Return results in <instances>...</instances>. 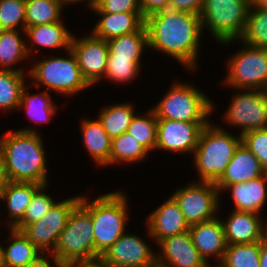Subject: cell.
<instances>
[{
    "mask_svg": "<svg viewBox=\"0 0 267 267\" xmlns=\"http://www.w3.org/2000/svg\"><path fill=\"white\" fill-rule=\"evenodd\" d=\"M148 48L178 60L187 69H195L202 25L200 15L166 9L145 18Z\"/></svg>",
    "mask_w": 267,
    "mask_h": 267,
    "instance_id": "cell-1",
    "label": "cell"
},
{
    "mask_svg": "<svg viewBox=\"0 0 267 267\" xmlns=\"http://www.w3.org/2000/svg\"><path fill=\"white\" fill-rule=\"evenodd\" d=\"M40 132L33 128L8 131L0 138L7 178L12 182L48 184L47 160Z\"/></svg>",
    "mask_w": 267,
    "mask_h": 267,
    "instance_id": "cell-2",
    "label": "cell"
},
{
    "mask_svg": "<svg viewBox=\"0 0 267 267\" xmlns=\"http://www.w3.org/2000/svg\"><path fill=\"white\" fill-rule=\"evenodd\" d=\"M127 197L116 191L99 195L92 202L81 196L80 204L91 214L95 242V257L102 254L126 232Z\"/></svg>",
    "mask_w": 267,
    "mask_h": 267,
    "instance_id": "cell-3",
    "label": "cell"
},
{
    "mask_svg": "<svg viewBox=\"0 0 267 267\" xmlns=\"http://www.w3.org/2000/svg\"><path fill=\"white\" fill-rule=\"evenodd\" d=\"M241 142V136H234L212 123L206 125L193 152L200 181L216 183L224 174Z\"/></svg>",
    "mask_w": 267,
    "mask_h": 267,
    "instance_id": "cell-4",
    "label": "cell"
},
{
    "mask_svg": "<svg viewBox=\"0 0 267 267\" xmlns=\"http://www.w3.org/2000/svg\"><path fill=\"white\" fill-rule=\"evenodd\" d=\"M56 266L69 267L72 263L95 258V242L91 214L79 203L58 237L55 249L49 253Z\"/></svg>",
    "mask_w": 267,
    "mask_h": 267,
    "instance_id": "cell-5",
    "label": "cell"
},
{
    "mask_svg": "<svg viewBox=\"0 0 267 267\" xmlns=\"http://www.w3.org/2000/svg\"><path fill=\"white\" fill-rule=\"evenodd\" d=\"M152 109L157 119L209 122L207 117L213 111L214 105L209 97L192 84L175 82Z\"/></svg>",
    "mask_w": 267,
    "mask_h": 267,
    "instance_id": "cell-6",
    "label": "cell"
},
{
    "mask_svg": "<svg viewBox=\"0 0 267 267\" xmlns=\"http://www.w3.org/2000/svg\"><path fill=\"white\" fill-rule=\"evenodd\" d=\"M250 5L249 0H205L200 13L202 29L206 25L220 44L238 41L245 28Z\"/></svg>",
    "mask_w": 267,
    "mask_h": 267,
    "instance_id": "cell-7",
    "label": "cell"
},
{
    "mask_svg": "<svg viewBox=\"0 0 267 267\" xmlns=\"http://www.w3.org/2000/svg\"><path fill=\"white\" fill-rule=\"evenodd\" d=\"M67 54L68 58L49 57L33 65L29 75L34 83L36 81V87L43 84L46 91L72 96L90 86L81 74L74 53L68 50Z\"/></svg>",
    "mask_w": 267,
    "mask_h": 267,
    "instance_id": "cell-8",
    "label": "cell"
},
{
    "mask_svg": "<svg viewBox=\"0 0 267 267\" xmlns=\"http://www.w3.org/2000/svg\"><path fill=\"white\" fill-rule=\"evenodd\" d=\"M243 45V49L228 60L225 84L241 91L243 89L267 91V48Z\"/></svg>",
    "mask_w": 267,
    "mask_h": 267,
    "instance_id": "cell-9",
    "label": "cell"
},
{
    "mask_svg": "<svg viewBox=\"0 0 267 267\" xmlns=\"http://www.w3.org/2000/svg\"><path fill=\"white\" fill-rule=\"evenodd\" d=\"M81 196L56 202L38 221L26 225L21 231L42 253L53 252L59 235L64 230L73 209L80 203Z\"/></svg>",
    "mask_w": 267,
    "mask_h": 267,
    "instance_id": "cell-10",
    "label": "cell"
},
{
    "mask_svg": "<svg viewBox=\"0 0 267 267\" xmlns=\"http://www.w3.org/2000/svg\"><path fill=\"white\" fill-rule=\"evenodd\" d=\"M219 189L215 183L201 181L177 188L171 196L178 203L189 226L206 222L216 217L219 207Z\"/></svg>",
    "mask_w": 267,
    "mask_h": 267,
    "instance_id": "cell-11",
    "label": "cell"
},
{
    "mask_svg": "<svg viewBox=\"0 0 267 267\" xmlns=\"http://www.w3.org/2000/svg\"><path fill=\"white\" fill-rule=\"evenodd\" d=\"M226 123L242 127L241 135L251 130L267 129V91L244 89L232 97L224 114Z\"/></svg>",
    "mask_w": 267,
    "mask_h": 267,
    "instance_id": "cell-12",
    "label": "cell"
},
{
    "mask_svg": "<svg viewBox=\"0 0 267 267\" xmlns=\"http://www.w3.org/2000/svg\"><path fill=\"white\" fill-rule=\"evenodd\" d=\"M70 50L76 56L81 74L90 86L105 75L109 56L106 40L92 34L80 39L73 36Z\"/></svg>",
    "mask_w": 267,
    "mask_h": 267,
    "instance_id": "cell-13",
    "label": "cell"
},
{
    "mask_svg": "<svg viewBox=\"0 0 267 267\" xmlns=\"http://www.w3.org/2000/svg\"><path fill=\"white\" fill-rule=\"evenodd\" d=\"M209 123L157 119L156 150L183 154L194 152L203 128Z\"/></svg>",
    "mask_w": 267,
    "mask_h": 267,
    "instance_id": "cell-14",
    "label": "cell"
},
{
    "mask_svg": "<svg viewBox=\"0 0 267 267\" xmlns=\"http://www.w3.org/2000/svg\"><path fill=\"white\" fill-rule=\"evenodd\" d=\"M101 257L113 267H157V255L144 239L125 232Z\"/></svg>",
    "mask_w": 267,
    "mask_h": 267,
    "instance_id": "cell-15",
    "label": "cell"
},
{
    "mask_svg": "<svg viewBox=\"0 0 267 267\" xmlns=\"http://www.w3.org/2000/svg\"><path fill=\"white\" fill-rule=\"evenodd\" d=\"M157 267H209L193 245L189 231L162 239Z\"/></svg>",
    "mask_w": 267,
    "mask_h": 267,
    "instance_id": "cell-16",
    "label": "cell"
},
{
    "mask_svg": "<svg viewBox=\"0 0 267 267\" xmlns=\"http://www.w3.org/2000/svg\"><path fill=\"white\" fill-rule=\"evenodd\" d=\"M148 235L159 243L162 239L189 231L178 203L171 196L147 217Z\"/></svg>",
    "mask_w": 267,
    "mask_h": 267,
    "instance_id": "cell-17",
    "label": "cell"
},
{
    "mask_svg": "<svg viewBox=\"0 0 267 267\" xmlns=\"http://www.w3.org/2000/svg\"><path fill=\"white\" fill-rule=\"evenodd\" d=\"M189 233L193 245L207 264H209L208 258L212 256H216L221 263L228 246L222 220L216 217L191 225Z\"/></svg>",
    "mask_w": 267,
    "mask_h": 267,
    "instance_id": "cell-18",
    "label": "cell"
},
{
    "mask_svg": "<svg viewBox=\"0 0 267 267\" xmlns=\"http://www.w3.org/2000/svg\"><path fill=\"white\" fill-rule=\"evenodd\" d=\"M259 215L233 210L227 221L222 220L227 244H251L261 241L266 236V229Z\"/></svg>",
    "mask_w": 267,
    "mask_h": 267,
    "instance_id": "cell-19",
    "label": "cell"
},
{
    "mask_svg": "<svg viewBox=\"0 0 267 267\" xmlns=\"http://www.w3.org/2000/svg\"><path fill=\"white\" fill-rule=\"evenodd\" d=\"M265 173L266 172L262 169L259 160L241 142L237 147L232 160L226 167L224 174L215 183V186L221 192L223 191V188L228 185L257 179Z\"/></svg>",
    "mask_w": 267,
    "mask_h": 267,
    "instance_id": "cell-20",
    "label": "cell"
},
{
    "mask_svg": "<svg viewBox=\"0 0 267 267\" xmlns=\"http://www.w3.org/2000/svg\"><path fill=\"white\" fill-rule=\"evenodd\" d=\"M102 18L93 27L92 35L109 40L138 31L144 24L142 12H96Z\"/></svg>",
    "mask_w": 267,
    "mask_h": 267,
    "instance_id": "cell-21",
    "label": "cell"
},
{
    "mask_svg": "<svg viewBox=\"0 0 267 267\" xmlns=\"http://www.w3.org/2000/svg\"><path fill=\"white\" fill-rule=\"evenodd\" d=\"M267 173L263 176L246 181L228 185L223 190H230L232 193L235 210L258 213L262 210L267 198Z\"/></svg>",
    "mask_w": 267,
    "mask_h": 267,
    "instance_id": "cell-22",
    "label": "cell"
},
{
    "mask_svg": "<svg viewBox=\"0 0 267 267\" xmlns=\"http://www.w3.org/2000/svg\"><path fill=\"white\" fill-rule=\"evenodd\" d=\"M35 182H12L9 181L0 194V200L7 202L10 228H14L24 217L35 192L41 187Z\"/></svg>",
    "mask_w": 267,
    "mask_h": 267,
    "instance_id": "cell-23",
    "label": "cell"
},
{
    "mask_svg": "<svg viewBox=\"0 0 267 267\" xmlns=\"http://www.w3.org/2000/svg\"><path fill=\"white\" fill-rule=\"evenodd\" d=\"M84 146L90 156L100 166L110 165L112 138L98 120L84 119L81 122Z\"/></svg>",
    "mask_w": 267,
    "mask_h": 267,
    "instance_id": "cell-24",
    "label": "cell"
},
{
    "mask_svg": "<svg viewBox=\"0 0 267 267\" xmlns=\"http://www.w3.org/2000/svg\"><path fill=\"white\" fill-rule=\"evenodd\" d=\"M24 35L38 47L63 48L66 51L70 50L73 37L61 21L26 27Z\"/></svg>",
    "mask_w": 267,
    "mask_h": 267,
    "instance_id": "cell-25",
    "label": "cell"
},
{
    "mask_svg": "<svg viewBox=\"0 0 267 267\" xmlns=\"http://www.w3.org/2000/svg\"><path fill=\"white\" fill-rule=\"evenodd\" d=\"M18 30H0V69L14 70L21 73L22 68H12L13 65L27 58L33 48L20 36Z\"/></svg>",
    "mask_w": 267,
    "mask_h": 267,
    "instance_id": "cell-26",
    "label": "cell"
},
{
    "mask_svg": "<svg viewBox=\"0 0 267 267\" xmlns=\"http://www.w3.org/2000/svg\"><path fill=\"white\" fill-rule=\"evenodd\" d=\"M10 229L11 244L3 248L5 267H27L42 252H40L22 233V231Z\"/></svg>",
    "mask_w": 267,
    "mask_h": 267,
    "instance_id": "cell-27",
    "label": "cell"
},
{
    "mask_svg": "<svg viewBox=\"0 0 267 267\" xmlns=\"http://www.w3.org/2000/svg\"><path fill=\"white\" fill-rule=\"evenodd\" d=\"M109 56L115 59H141L148 48V34L145 24L136 32L107 40Z\"/></svg>",
    "mask_w": 267,
    "mask_h": 267,
    "instance_id": "cell-28",
    "label": "cell"
},
{
    "mask_svg": "<svg viewBox=\"0 0 267 267\" xmlns=\"http://www.w3.org/2000/svg\"><path fill=\"white\" fill-rule=\"evenodd\" d=\"M134 116L133 105L130 103H121L103 107L97 117L104 130L113 139L127 132Z\"/></svg>",
    "mask_w": 267,
    "mask_h": 267,
    "instance_id": "cell-29",
    "label": "cell"
},
{
    "mask_svg": "<svg viewBox=\"0 0 267 267\" xmlns=\"http://www.w3.org/2000/svg\"><path fill=\"white\" fill-rule=\"evenodd\" d=\"M63 0H25V28L61 21Z\"/></svg>",
    "mask_w": 267,
    "mask_h": 267,
    "instance_id": "cell-30",
    "label": "cell"
},
{
    "mask_svg": "<svg viewBox=\"0 0 267 267\" xmlns=\"http://www.w3.org/2000/svg\"><path fill=\"white\" fill-rule=\"evenodd\" d=\"M24 74L0 69V109L8 111L19 107L21 93L26 85Z\"/></svg>",
    "mask_w": 267,
    "mask_h": 267,
    "instance_id": "cell-31",
    "label": "cell"
},
{
    "mask_svg": "<svg viewBox=\"0 0 267 267\" xmlns=\"http://www.w3.org/2000/svg\"><path fill=\"white\" fill-rule=\"evenodd\" d=\"M252 47L267 48V11L249 7L247 22L239 41Z\"/></svg>",
    "mask_w": 267,
    "mask_h": 267,
    "instance_id": "cell-32",
    "label": "cell"
},
{
    "mask_svg": "<svg viewBox=\"0 0 267 267\" xmlns=\"http://www.w3.org/2000/svg\"><path fill=\"white\" fill-rule=\"evenodd\" d=\"M26 86H24L19 108H25L28 112L29 118L34 122L42 123L49 122L51 117L56 114V105L53 104L51 96L48 91L44 90L39 94H29L27 92ZM30 95V96H29ZM55 105V106H54Z\"/></svg>",
    "mask_w": 267,
    "mask_h": 267,
    "instance_id": "cell-33",
    "label": "cell"
},
{
    "mask_svg": "<svg viewBox=\"0 0 267 267\" xmlns=\"http://www.w3.org/2000/svg\"><path fill=\"white\" fill-rule=\"evenodd\" d=\"M149 151L127 132L112 139L110 164L138 162L147 157Z\"/></svg>",
    "mask_w": 267,
    "mask_h": 267,
    "instance_id": "cell-34",
    "label": "cell"
},
{
    "mask_svg": "<svg viewBox=\"0 0 267 267\" xmlns=\"http://www.w3.org/2000/svg\"><path fill=\"white\" fill-rule=\"evenodd\" d=\"M220 267H261L260 241L228 245Z\"/></svg>",
    "mask_w": 267,
    "mask_h": 267,
    "instance_id": "cell-35",
    "label": "cell"
},
{
    "mask_svg": "<svg viewBox=\"0 0 267 267\" xmlns=\"http://www.w3.org/2000/svg\"><path fill=\"white\" fill-rule=\"evenodd\" d=\"M127 133L135 138L149 152L156 149L157 117L154 110H148L145 116L135 114Z\"/></svg>",
    "mask_w": 267,
    "mask_h": 267,
    "instance_id": "cell-36",
    "label": "cell"
},
{
    "mask_svg": "<svg viewBox=\"0 0 267 267\" xmlns=\"http://www.w3.org/2000/svg\"><path fill=\"white\" fill-rule=\"evenodd\" d=\"M48 185H42L32 197L22 220L14 227L15 230L21 231L26 225L40 220L56 203L51 196L46 194L45 188ZM43 191L45 193H43Z\"/></svg>",
    "mask_w": 267,
    "mask_h": 267,
    "instance_id": "cell-37",
    "label": "cell"
},
{
    "mask_svg": "<svg viewBox=\"0 0 267 267\" xmlns=\"http://www.w3.org/2000/svg\"><path fill=\"white\" fill-rule=\"evenodd\" d=\"M25 0H0V30H18L25 33Z\"/></svg>",
    "mask_w": 267,
    "mask_h": 267,
    "instance_id": "cell-38",
    "label": "cell"
},
{
    "mask_svg": "<svg viewBox=\"0 0 267 267\" xmlns=\"http://www.w3.org/2000/svg\"><path fill=\"white\" fill-rule=\"evenodd\" d=\"M140 61L141 59H115V57H108L104 77L119 83L132 81L139 74Z\"/></svg>",
    "mask_w": 267,
    "mask_h": 267,
    "instance_id": "cell-39",
    "label": "cell"
},
{
    "mask_svg": "<svg viewBox=\"0 0 267 267\" xmlns=\"http://www.w3.org/2000/svg\"><path fill=\"white\" fill-rule=\"evenodd\" d=\"M241 137L242 143L259 160L262 169L267 173V129L251 130Z\"/></svg>",
    "mask_w": 267,
    "mask_h": 267,
    "instance_id": "cell-40",
    "label": "cell"
},
{
    "mask_svg": "<svg viewBox=\"0 0 267 267\" xmlns=\"http://www.w3.org/2000/svg\"><path fill=\"white\" fill-rule=\"evenodd\" d=\"M91 10L95 12L120 13L142 12L139 0H99Z\"/></svg>",
    "mask_w": 267,
    "mask_h": 267,
    "instance_id": "cell-41",
    "label": "cell"
},
{
    "mask_svg": "<svg viewBox=\"0 0 267 267\" xmlns=\"http://www.w3.org/2000/svg\"><path fill=\"white\" fill-rule=\"evenodd\" d=\"M205 0H169L168 9L200 15Z\"/></svg>",
    "mask_w": 267,
    "mask_h": 267,
    "instance_id": "cell-42",
    "label": "cell"
},
{
    "mask_svg": "<svg viewBox=\"0 0 267 267\" xmlns=\"http://www.w3.org/2000/svg\"><path fill=\"white\" fill-rule=\"evenodd\" d=\"M139 5L144 18L169 7V0H139Z\"/></svg>",
    "mask_w": 267,
    "mask_h": 267,
    "instance_id": "cell-43",
    "label": "cell"
},
{
    "mask_svg": "<svg viewBox=\"0 0 267 267\" xmlns=\"http://www.w3.org/2000/svg\"><path fill=\"white\" fill-rule=\"evenodd\" d=\"M69 267H113L108 262H106L101 256L79 260L72 263Z\"/></svg>",
    "mask_w": 267,
    "mask_h": 267,
    "instance_id": "cell-44",
    "label": "cell"
},
{
    "mask_svg": "<svg viewBox=\"0 0 267 267\" xmlns=\"http://www.w3.org/2000/svg\"><path fill=\"white\" fill-rule=\"evenodd\" d=\"M45 253H41L35 260H33L27 267H51L49 262L48 253L47 256ZM57 267H64V266H57Z\"/></svg>",
    "mask_w": 267,
    "mask_h": 267,
    "instance_id": "cell-45",
    "label": "cell"
},
{
    "mask_svg": "<svg viewBox=\"0 0 267 267\" xmlns=\"http://www.w3.org/2000/svg\"><path fill=\"white\" fill-rule=\"evenodd\" d=\"M8 182H9V180L7 178V174L5 171L4 159H3V156L0 152V194L7 186Z\"/></svg>",
    "mask_w": 267,
    "mask_h": 267,
    "instance_id": "cell-46",
    "label": "cell"
},
{
    "mask_svg": "<svg viewBox=\"0 0 267 267\" xmlns=\"http://www.w3.org/2000/svg\"><path fill=\"white\" fill-rule=\"evenodd\" d=\"M260 265L267 267V237L265 236L260 241Z\"/></svg>",
    "mask_w": 267,
    "mask_h": 267,
    "instance_id": "cell-47",
    "label": "cell"
},
{
    "mask_svg": "<svg viewBox=\"0 0 267 267\" xmlns=\"http://www.w3.org/2000/svg\"><path fill=\"white\" fill-rule=\"evenodd\" d=\"M82 1H86L87 4H88L87 6L89 8L94 7L99 2V0H63V2L65 4H72V5H73V3H79V2H82Z\"/></svg>",
    "mask_w": 267,
    "mask_h": 267,
    "instance_id": "cell-48",
    "label": "cell"
},
{
    "mask_svg": "<svg viewBox=\"0 0 267 267\" xmlns=\"http://www.w3.org/2000/svg\"><path fill=\"white\" fill-rule=\"evenodd\" d=\"M252 4L259 9L267 11V0H254Z\"/></svg>",
    "mask_w": 267,
    "mask_h": 267,
    "instance_id": "cell-49",
    "label": "cell"
},
{
    "mask_svg": "<svg viewBox=\"0 0 267 267\" xmlns=\"http://www.w3.org/2000/svg\"><path fill=\"white\" fill-rule=\"evenodd\" d=\"M1 245L2 244L0 243V267H5L4 266V257H3V247Z\"/></svg>",
    "mask_w": 267,
    "mask_h": 267,
    "instance_id": "cell-50",
    "label": "cell"
}]
</instances>
